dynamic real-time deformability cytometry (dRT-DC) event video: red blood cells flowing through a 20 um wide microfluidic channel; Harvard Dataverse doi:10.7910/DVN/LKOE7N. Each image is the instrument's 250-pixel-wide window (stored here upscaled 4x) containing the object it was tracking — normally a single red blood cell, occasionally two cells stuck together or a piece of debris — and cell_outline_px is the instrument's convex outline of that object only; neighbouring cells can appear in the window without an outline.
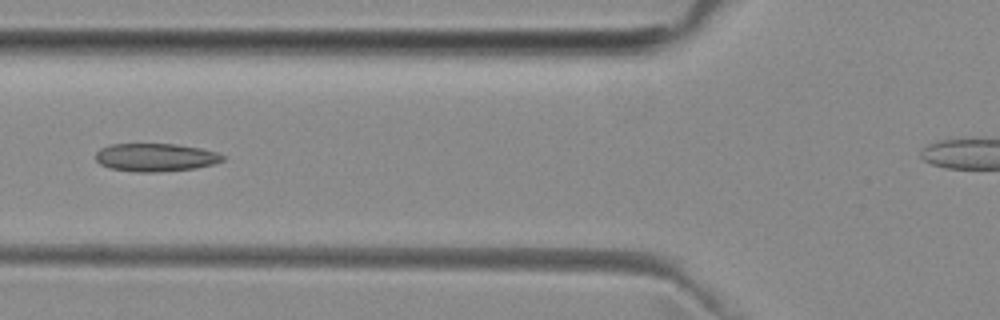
{"species": "common noctule bat (a hibernating species)", "species_latin": "Nyctalus noctula", "temperature_condition": "room temperature", "stored_images_in_passage": 6, "camera_frame_rate_fps": 3000, "um_per_image_px": 0.085, "animal": {"sex": "female", "body_mass_g": 29.2, "forearm_length_mm": 56.3}, "frame": {"image": 1, "passage_image": 5, "time_ms": 5.333, "image_size_px": [1000, 320], "cell_outline_px": [[228, 156], [224, 160], [212, 164], [196, 168], [160, 172], [132, 172], [112, 168], [100, 164], [96, 160], [96, 152], [100, 148], [112, 144], [176, 144], [200, 148], [216, 152]], "centroid_in_image_um": [13.24, 13.38], "position_along_channel_um": 112.6, "area_um2": 20.87}}
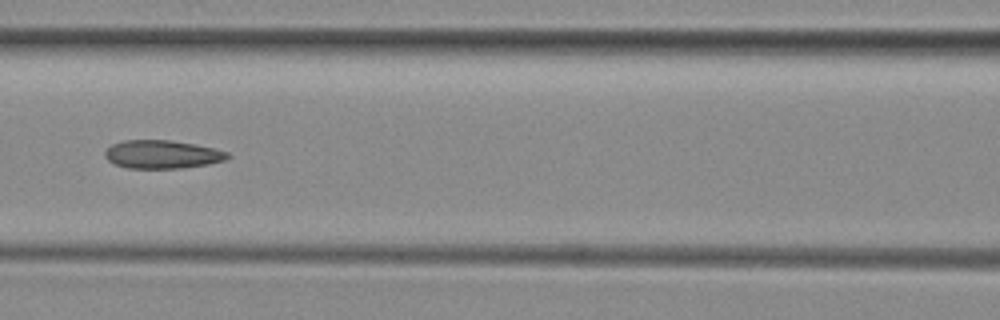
{"frame": {"image": 2, "passage_image": 6, "time_ms": 6.333, "image_size_px": [1000, 320], "cell_outline_px": [[232, 156], [224, 160], [208, 164], [180, 168], [128, 168], [116, 164], [108, 160], [104, 156], [104, 152], [112, 144], [124, 140], [168, 140], [196, 144], [228, 152]], "centroid_in_image_um": [13.78, 13.12], "position_along_channel_um": 152.8, "area_um2": 20.11}}